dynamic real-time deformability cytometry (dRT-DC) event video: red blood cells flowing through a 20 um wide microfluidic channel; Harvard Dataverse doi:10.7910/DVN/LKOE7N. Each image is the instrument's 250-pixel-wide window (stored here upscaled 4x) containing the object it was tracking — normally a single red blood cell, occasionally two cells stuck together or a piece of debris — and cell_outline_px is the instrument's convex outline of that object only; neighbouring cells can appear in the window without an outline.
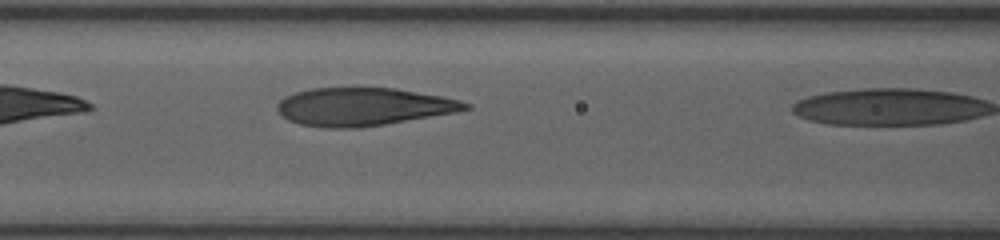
{"species": "human", "species_latin": "Homo sapiens", "temperature_condition": "room temperature", "stored_images_in_passage": 8, "camera_frame_rate_fps": 3000, "um_per_image_px": 0.085, "donor": {"sex": "female"}, "frame": {"image": 1, "passage_image": 7, "time_ms": 2.0, "image_size_px": [1000, 240], "cell_outline_px": [[472, 108], [456, 112], [360, 128], [324, 128], [300, 124], [288, 120], [276, 108], [276, 104], [284, 96], [296, 92], [312, 88], [356, 84], [396, 88], [440, 96], [460, 100], [472, 104]], "centroid_in_image_um": [30.85, 9.02], "position_along_channel_um": 135.7, "area_um2": 42.77}}